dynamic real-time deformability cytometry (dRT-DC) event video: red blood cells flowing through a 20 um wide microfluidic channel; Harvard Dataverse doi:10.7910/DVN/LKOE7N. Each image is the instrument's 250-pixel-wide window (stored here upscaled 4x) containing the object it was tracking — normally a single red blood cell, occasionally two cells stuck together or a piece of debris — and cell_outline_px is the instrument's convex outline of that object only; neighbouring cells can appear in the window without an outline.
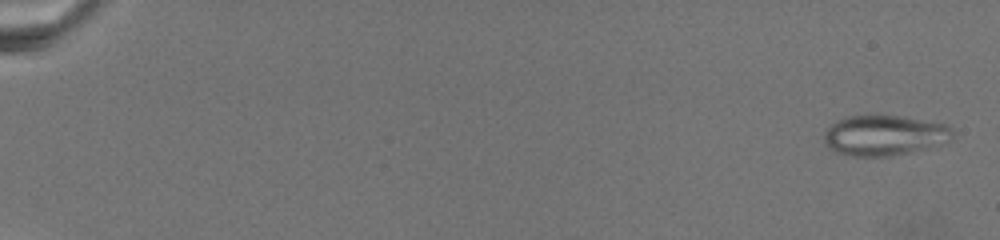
{"species": "common noctule bat (a hibernating species)", "species_latin": "Nyctalus noctula", "temperature_condition": "warm", "stored_images_in_passage": 27, "camera_frame_rate_fps": 3000, "um_per_image_px": 0.085, "animal": {"sex": "female", "body_mass_g": 19.5, "forearm_length_mm": 54.1}, "frame": {"image": 1, "passage_image": 1, "time_ms": 0.0, "image_size_px": [1000, 240], "cell_outline_px": [[952, 140], [928, 148], [912, 152], [888, 156], [852, 156], [836, 152], [828, 148], [824, 144], [824, 132], [836, 120], [848, 116], [872, 112], [904, 116], [944, 124], [952, 128]], "centroid_in_image_um": [75.13, 11.47], "position_along_channel_um": 9.9, "area_um2": 31.04}}
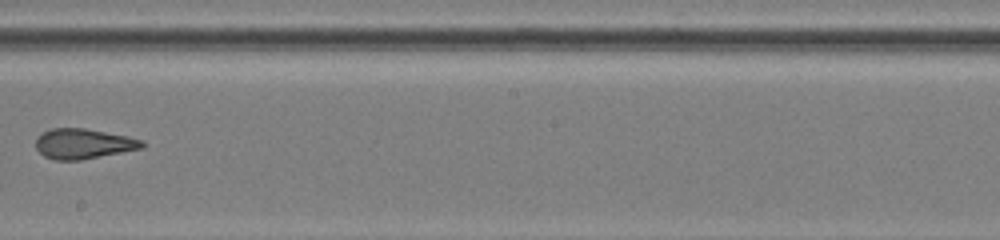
{"frame": {"image": 2, "passage_image": 17, "time_ms": 15.333, "image_size_px": [1000, 240], "cell_outline_px": [[144, 144], [140, 148], [80, 160], [52, 160], [44, 156], [36, 148], [36, 136], [52, 128], [84, 128], [128, 136], [144, 140]], "centroid_in_image_um": [7.05, 12.21], "position_along_channel_um": 241.2, "area_um2": 18.5}}
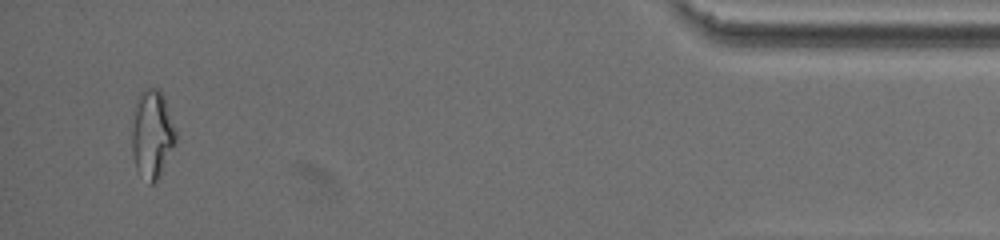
{"frame": {"image": 3, "passage_image": 26, "time_ms": 24.0, "image_size_px": [1000, 240], "cell_outline_px": [[176, 140], [160, 176], [152, 184], [148, 184], [136, 168], [132, 156], [132, 128], [136, 100], [140, 92], [144, 88], [160, 88], [164, 96], [176, 132]], "centroid_in_image_um": [12.92, 11.39], "position_along_channel_um": 422.3, "area_um2": 22.54}}